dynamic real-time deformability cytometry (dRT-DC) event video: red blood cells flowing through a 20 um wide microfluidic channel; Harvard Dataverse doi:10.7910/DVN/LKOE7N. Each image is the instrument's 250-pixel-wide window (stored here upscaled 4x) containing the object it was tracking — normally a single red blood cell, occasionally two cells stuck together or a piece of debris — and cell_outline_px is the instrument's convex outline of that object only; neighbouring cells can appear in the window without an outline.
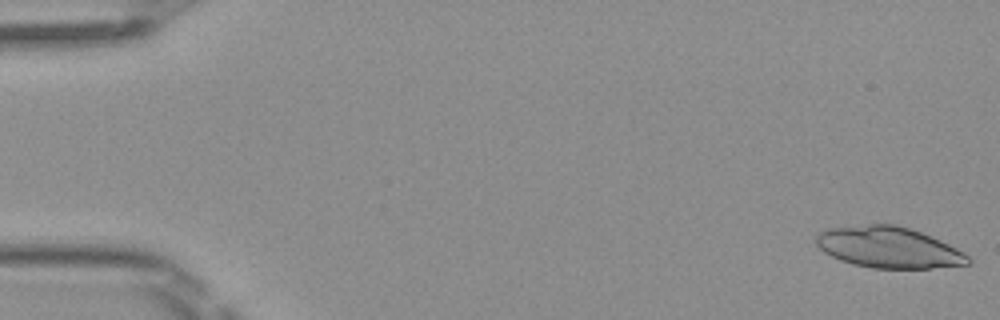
{"species": "Egyptian fruit bat (a non-hibernating species)", "species_latin": "Rousettus aegyptiacus", "temperature_condition": "room temperature", "stored_images_in_passage": 6, "camera_frame_rate_fps": 3000, "um_per_image_px": 0.085, "frame": {"image": 1, "passage_image": 1, "time_ms": 0.0, "image_size_px": [1000, 320], "cell_outline_px": [[972, 264], [932, 268], [872, 268], [852, 264], [840, 260], [824, 252], [816, 244], [816, 236], [820, 232], [828, 228], [868, 224], [896, 224], [920, 232], [940, 240], [964, 252], [972, 260]], "centroid_in_image_um": [75.54, 21.03], "position_along_channel_um": 9.5, "area_um2": 36.36}}